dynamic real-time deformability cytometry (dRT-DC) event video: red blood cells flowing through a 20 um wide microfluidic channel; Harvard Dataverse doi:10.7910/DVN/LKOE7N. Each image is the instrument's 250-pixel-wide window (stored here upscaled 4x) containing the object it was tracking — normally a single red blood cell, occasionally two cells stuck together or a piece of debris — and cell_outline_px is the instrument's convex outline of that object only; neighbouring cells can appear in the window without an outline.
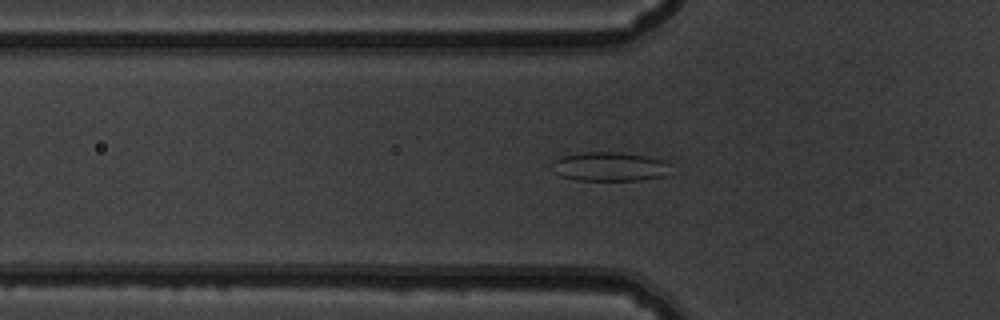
{"species": "common noctule bat (a hibernating species)", "species_latin": "Nyctalus noctula", "temperature_condition": "warm", "stored_images_in_passage": 49, "camera_frame_rate_fps": 3000, "um_per_image_px": 0.085, "animal": {"sex": "male", "body_mass_g": 19.5, "forearm_length_mm": 54.6}, "frame": {"image": 1, "passage_image": 14, "time_ms": 4.333, "image_size_px": [1000, 320], "cell_outline_px": [[668, 164], [664, 176], [640, 180], [576, 180], [560, 176], [556, 172], [552, 160], [560, 156], [584, 152], [620, 152], [644, 156], [664, 160]], "centroid_in_image_um": [51.76, 14.15], "position_along_channel_um": 74.0, "area_um2": 19.83}}
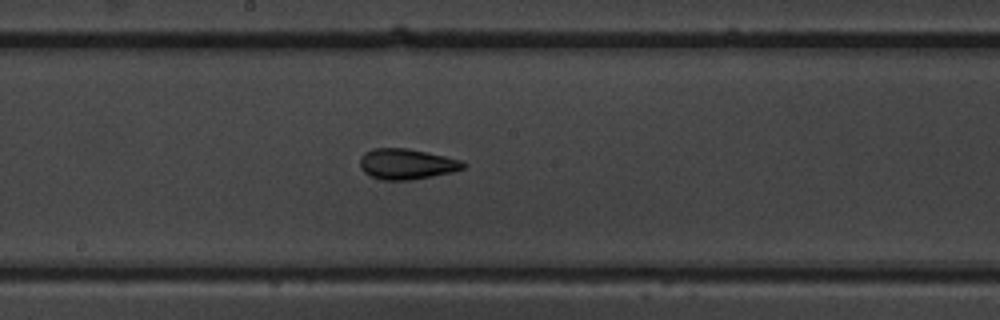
{"frame": {"image": 2, "passage_image": 25, "time_ms": 8.0, "image_size_px": [1000, 320], "cell_outline_px": [[468, 164], [464, 168], [452, 172], [412, 180], [380, 180], [364, 172], [360, 168], [360, 156], [364, 152], [372, 148], [408, 148], [444, 156], [460, 160]], "centroid_in_image_um": [34.54, 13.94], "position_along_channel_um": 213.7, "area_um2": 18.5}}
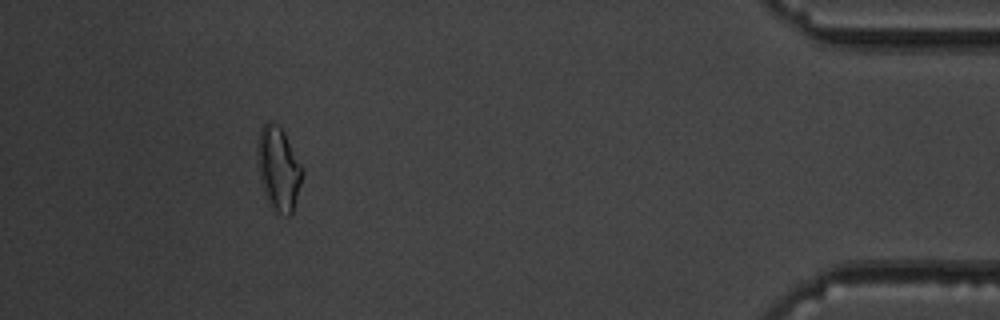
{"frame": {"image": 3, "passage_image": 45, "time_ms": 14.667, "image_size_px": [1000, 320], "cell_outline_px": [[304, 172], [292, 212], [288, 216], [272, 212], [264, 192], [260, 180], [256, 152], [256, 144], [260, 132], [264, 124], [268, 120], [276, 124], [284, 132], [304, 168]], "centroid_in_image_um": [23.67, 14.35], "position_along_channel_um": 411.5, "area_um2": 22.08}, "authors_computed_cell_mechanics": {"area_um2": 18.9006, "velocity_mm_per_s": 3.7995, "shape_relaxation_time_tau1_ms": null, "shape_relaxation_time_tau2_ms": 2.567, "deformation_change_tau1": null, "deformation_change_tau2": 0.1004}}